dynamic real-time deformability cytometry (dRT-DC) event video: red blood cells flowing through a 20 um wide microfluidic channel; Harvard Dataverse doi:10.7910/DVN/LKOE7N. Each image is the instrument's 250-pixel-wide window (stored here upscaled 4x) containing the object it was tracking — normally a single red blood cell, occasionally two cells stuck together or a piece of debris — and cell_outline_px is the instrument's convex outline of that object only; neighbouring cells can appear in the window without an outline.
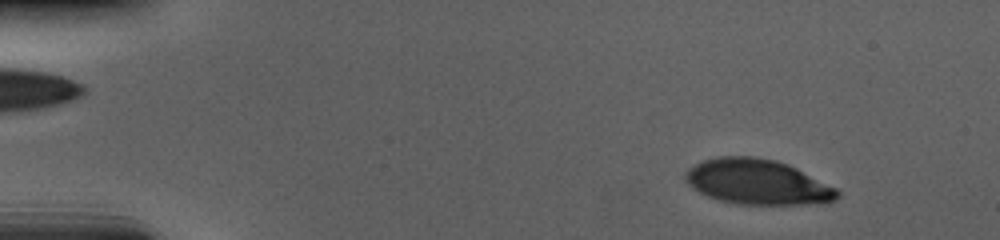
{"species": "human", "species_latin": "Homo sapiens", "temperature_condition": "cold", "stored_images_in_passage": 56, "camera_frame_rate_fps": 3000, "um_per_image_px": 0.085, "donor": {"sex": "male"}, "frame": {"image": 1, "passage_image": 6, "time_ms": 1.667, "image_size_px": [1000, 240], "cell_outline_px": [[840, 196], [836, 200], [828, 204], [736, 204], [720, 200], [708, 196], [692, 188], [684, 180], [684, 172], [688, 168], [704, 160], [720, 156], [752, 156], [776, 160], [788, 164], [836, 188], [840, 192]], "centroid_in_image_um": [64.4, 15.47], "position_along_channel_um": 20.6, "area_um2": 40.17}}
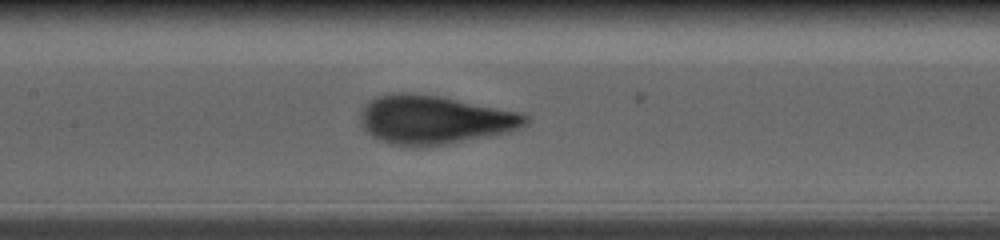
{"frame": {"image": 2, "passage_image": 27, "time_ms": 8.667, "image_size_px": [1000, 240], "cell_outline_px": [[528, 124], [520, 128], [508, 132], [488, 136], [444, 144], [412, 148], [388, 144], [372, 136], [360, 124], [360, 112], [368, 100], [376, 96], [392, 92], [408, 92], [440, 96], [520, 112], [528, 116]], "centroid_in_image_um": [36.87, 10.17], "position_along_channel_um": 170.5, "area_um2": 47.22}}
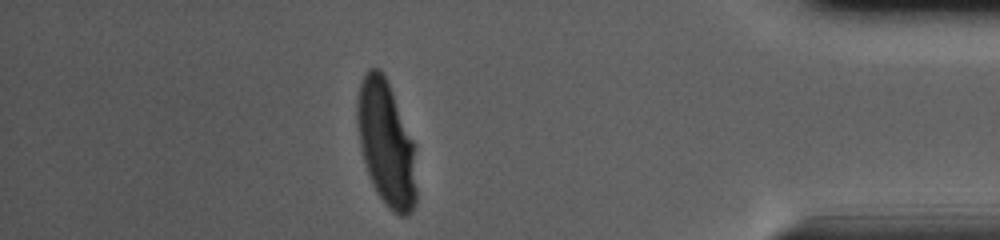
{"frame": {"image": 3, "passage_image": 49, "time_ms": 16.0, "image_size_px": [1000, 240], "cell_outline_px": [[416, 204], [412, 212], [408, 216], [400, 216], [388, 208], [384, 204], [376, 192], [372, 184], [364, 160], [360, 144], [356, 120], [356, 96], [360, 84], [368, 68], [380, 68], [392, 92], [412, 140], [416, 188]], "centroid_in_image_um": [32.79, 12.22], "position_along_channel_um": 402.4, "area_um2": 42.71}, "authors_computed_cell_mechanics": {"area_um2": 43.1477, "velocity_mm_per_s": 3.6638, "shape_relaxation_time_tau1_ms": 3.1295, "shape_relaxation_time_tau2_ms": null, "deformation_change_tau1": 0.175, "deformation_change_tau2": null}}